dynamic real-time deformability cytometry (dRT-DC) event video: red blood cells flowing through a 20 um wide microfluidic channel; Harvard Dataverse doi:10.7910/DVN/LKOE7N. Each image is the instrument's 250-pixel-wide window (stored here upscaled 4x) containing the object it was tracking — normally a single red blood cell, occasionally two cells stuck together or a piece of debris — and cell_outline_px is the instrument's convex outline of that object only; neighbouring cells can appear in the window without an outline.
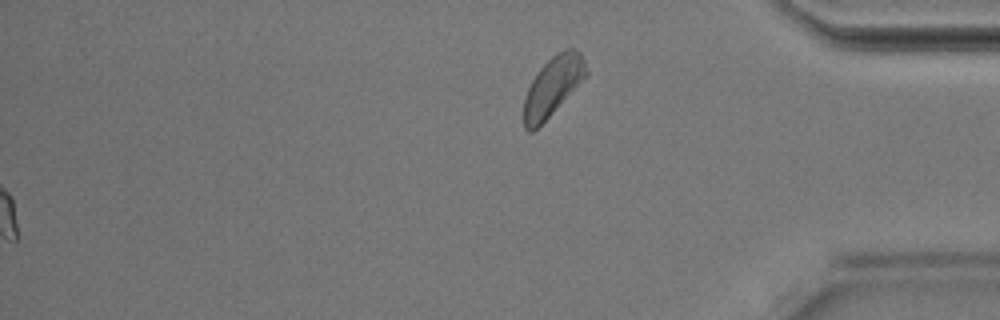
{"species": "Egyptian fruit bat (a non-hibernating species)", "species_latin": "Rousettus aegyptiacus", "temperature_condition": "room temperature", "stored_images_in_passage": 41, "segment_of_instrument_passage": [2, 2], "camera_frame_rate_fps": 3000, "um_per_image_px": 0.085, "animal": {"sex": "male"}, "frame": {"image": 1, "passage_image": 41, "time_ms": 13.333, "image_size_px": [1000, 320], "cell_outline_px": [[588, 76], [532, 132], [528, 132], [524, 128], [524, 100], [528, 88], [536, 72], [556, 52], [564, 48], [572, 48], [580, 52], [584, 60], [588, 72]], "centroid_in_image_um": [47.01, 7.29], "position_along_channel_um": 388.2, "area_um2": 21.27}}